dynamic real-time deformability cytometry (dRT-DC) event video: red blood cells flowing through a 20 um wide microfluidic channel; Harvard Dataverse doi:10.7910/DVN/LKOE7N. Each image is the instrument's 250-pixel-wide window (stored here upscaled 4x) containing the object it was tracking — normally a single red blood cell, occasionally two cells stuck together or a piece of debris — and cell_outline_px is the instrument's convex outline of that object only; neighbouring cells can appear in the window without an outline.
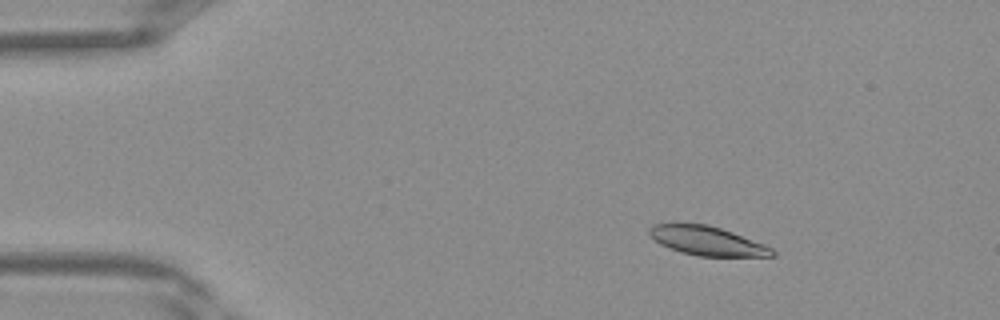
{"species": "Egyptian fruit bat (a non-hibernating species)", "species_latin": "Rousettus aegyptiacus", "temperature_condition": "warm", "stored_images_in_passage": 39, "camera_frame_rate_fps": 3000, "um_per_image_px": 0.085, "frame": {"image": 1, "passage_image": 5, "time_ms": 1.333, "image_size_px": [1000, 320], "cell_outline_px": [[776, 256], [700, 256], [680, 252], [660, 244], [648, 232], [648, 228], [652, 224], [708, 224], [732, 232], [764, 244], [772, 248], [776, 252]], "centroid_in_image_um": [60.12, 20.48], "position_along_channel_um": 24.9, "area_um2": 20.58}}
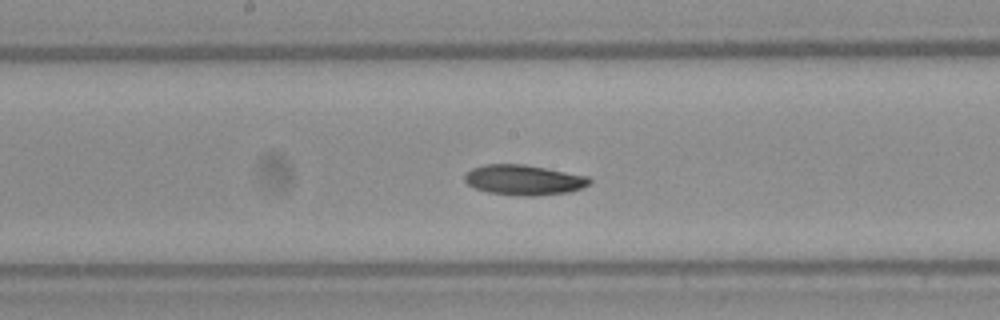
{"frame": {"image": 2, "passage_image": 20, "time_ms": 6.333, "image_size_px": [1000, 320], "cell_outline_px": [[592, 180], [588, 184], [580, 188], [568, 192], [536, 196], [520, 196], [488, 192], [476, 188], [468, 184], [464, 180], [464, 176], [472, 168], [484, 164], [524, 164], [588, 176]], "centroid_in_image_um": [44.51, 15.29], "position_along_channel_um": 203.7, "area_um2": 21.85}}
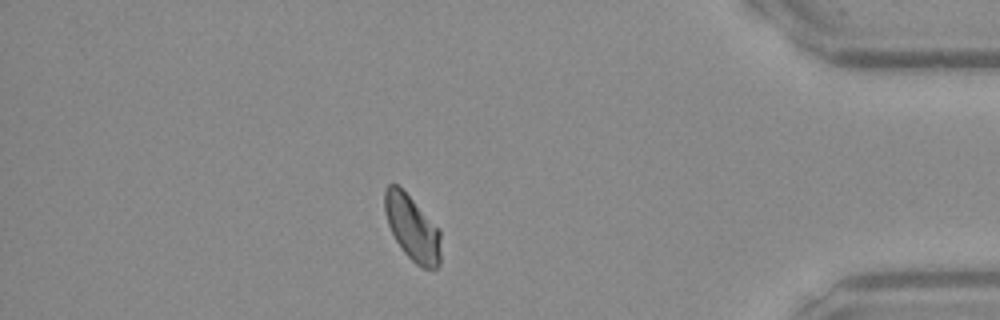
{"frame": {"image": 3, "passage_image": 34, "time_ms": 11.0, "image_size_px": [1000, 320], "cell_outline_px": [[440, 264], [436, 268], [420, 268], [404, 252], [396, 240], [388, 224], [384, 212], [384, 192], [388, 184], [396, 184], [440, 228]], "centroid_in_image_um": [35.05, 19.4], "position_along_channel_um": 400.2, "area_um2": 21.1}}